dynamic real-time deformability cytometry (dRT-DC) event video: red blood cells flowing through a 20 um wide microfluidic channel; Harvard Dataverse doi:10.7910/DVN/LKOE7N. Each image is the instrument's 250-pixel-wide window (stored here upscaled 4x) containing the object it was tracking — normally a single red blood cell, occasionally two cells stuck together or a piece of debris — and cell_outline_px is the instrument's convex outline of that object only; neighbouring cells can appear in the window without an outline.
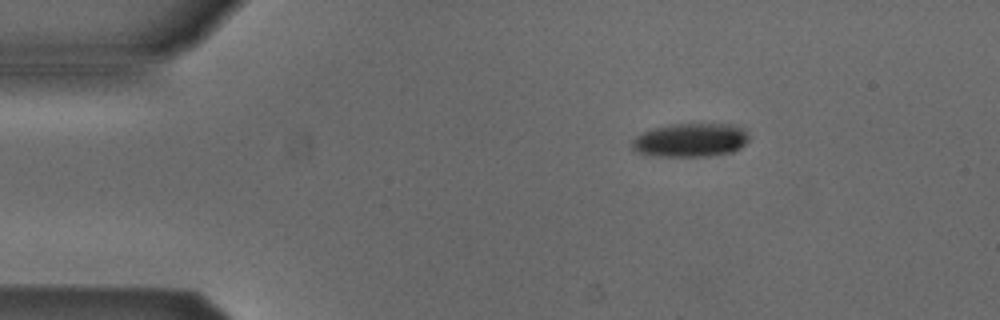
{"species": "Egyptian fruit bat (a non-hibernating species)", "species_latin": "Rousettus aegyptiacus", "temperature_condition": "cold", "stored_images_in_passage": 3, "camera_frame_rate_fps": 3000, "um_per_image_px": 0.085, "animal": {"sex": "male"}, "frame": {"image": 1, "passage_image": 1, "time_ms": 0.0, "image_size_px": [1000, 320], "cell_outline_px": [[748, 140], [740, 148], [732, 152], [708, 156], [652, 156], [636, 152], [632, 148], [632, 140], [636, 136], [644, 132], [656, 128], [672, 124], [736, 124], [744, 128], [748, 132]], "centroid_in_image_um": [58.72, 11.91], "position_along_channel_um": 26.3, "area_um2": 23.0}}
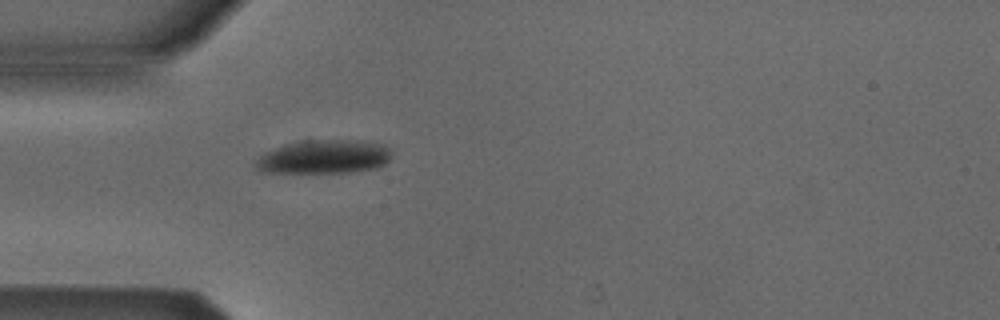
{"frame": {"image": 2, "passage_image": 3, "time_ms": 0.667, "image_size_px": [1000, 320], "cell_outline_px": [[392, 152], [388, 160], [384, 164], [376, 168], [352, 172], [260, 172], [252, 164], [264, 152], [284, 144], [304, 140], [360, 140], [384, 144]], "centroid_in_image_um": [27.52, 13.32], "position_along_channel_um": 57.5, "area_um2": 26.88}}